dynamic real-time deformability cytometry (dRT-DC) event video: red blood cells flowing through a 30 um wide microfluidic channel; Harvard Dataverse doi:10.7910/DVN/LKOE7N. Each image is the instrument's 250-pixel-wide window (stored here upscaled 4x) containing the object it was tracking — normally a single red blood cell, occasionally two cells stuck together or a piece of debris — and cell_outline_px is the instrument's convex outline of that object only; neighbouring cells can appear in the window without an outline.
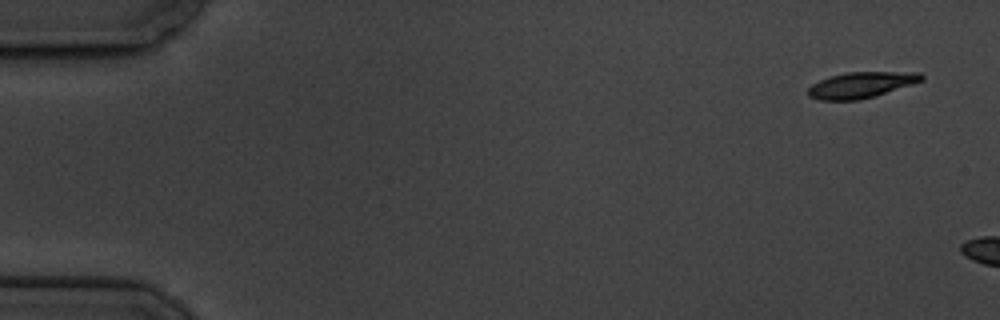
{"species": "common noctule bat (a hibernating species)", "species_latin": "Nyctalus noctula", "temperature_condition": "cold", "stored_images_in_passage": 2, "camera_frame_rate_fps": 3000, "um_per_image_px": 0.085, "animal": {"sex": "male", "body_mass_g": 19.5, "forearm_length_mm": 54.6}, "frame": {"image": 1, "passage_image": 1, "time_ms": 0.0, "image_size_px": [1000, 320], "cell_outline_px": [[924, 80], [912, 84], [860, 100], [820, 100], [808, 96], [808, 88], [812, 84], [820, 80], [832, 76], [848, 72], [920, 72], [924, 76]], "centroid_in_image_um": [73.2, 7.22], "position_along_channel_um": 11.8, "area_um2": 16.94}}